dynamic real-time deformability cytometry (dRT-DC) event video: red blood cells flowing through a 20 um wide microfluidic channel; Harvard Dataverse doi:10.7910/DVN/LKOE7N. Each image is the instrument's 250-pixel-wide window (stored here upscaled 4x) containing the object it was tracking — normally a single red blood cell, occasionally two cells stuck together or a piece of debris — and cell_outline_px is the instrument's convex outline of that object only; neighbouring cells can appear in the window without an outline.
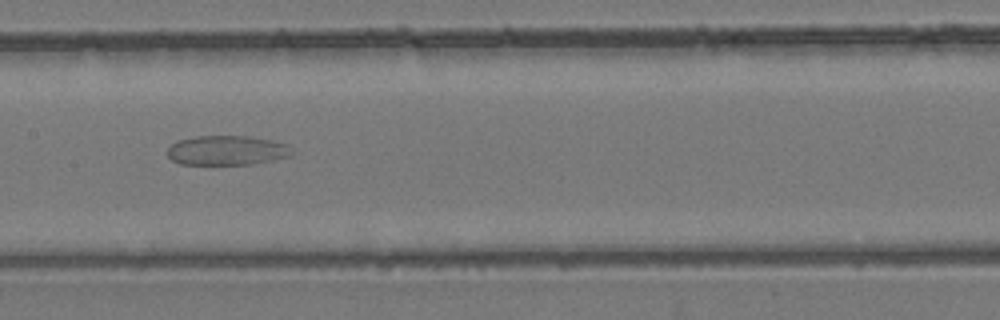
{"species": "common noctule bat (a hibernating species)", "species_latin": "Nyctalus noctula", "temperature_condition": "room temperature", "stored_images_in_passage": 36, "camera_frame_rate_fps": 3000, "um_per_image_px": 0.085, "animal": {"sex": "female", "body_mass_g": 24.6, "forearm_length_mm": 56.2}, "frame": {"image": 1, "passage_image": 12, "time_ms": 3.667, "image_size_px": [1000, 320], "cell_outline_px": [[292, 152], [288, 156], [272, 160], [252, 164], [180, 164], [172, 160], [168, 156], [168, 148], [176, 140], [196, 136], [248, 136], [272, 140], [284, 144]], "centroid_in_image_um": [19.22, 12.78], "position_along_channel_um": 188.2, "area_um2": 21.21}}
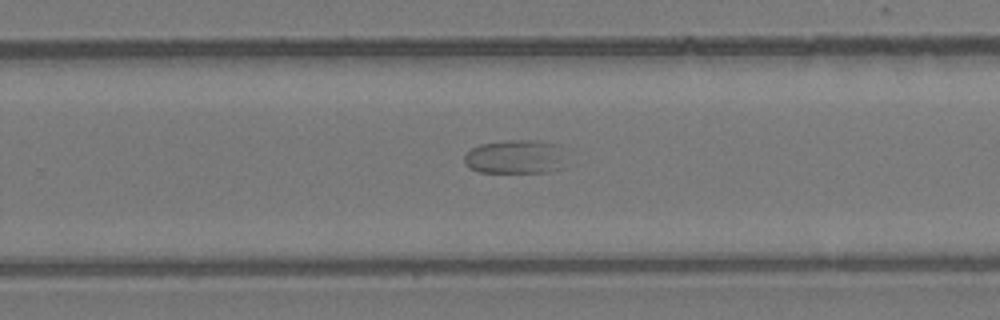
{"frame": {"image": 2, "passage_image": 19, "time_ms": 6.0, "image_size_px": [1000, 320], "cell_outline_px": [[560, 168], [548, 172], [480, 172], [468, 168], [464, 164], [464, 156], [472, 148], [480, 144], [508, 140], [528, 140], [552, 144]], "centroid_in_image_um": [43.55, 13.35], "position_along_channel_um": 286.2, "area_um2": 18.96}}
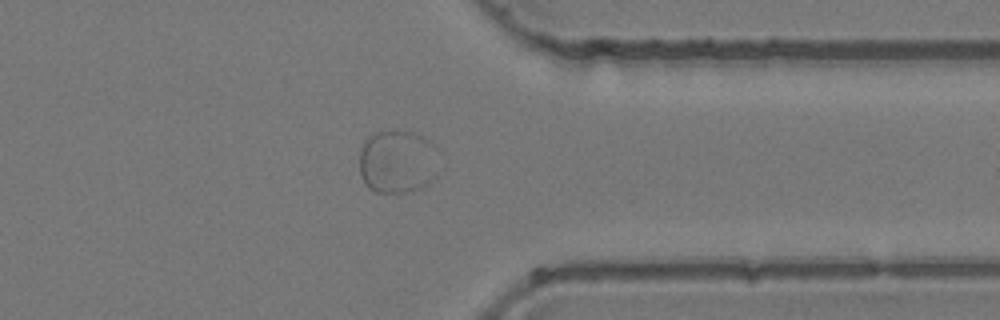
{"frame": {"image": 3, "passage_image": 26, "time_ms": 8.333, "image_size_px": [1000, 320], "cell_outline_px": [[428, 180], [420, 188], [412, 192], [376, 192], [368, 188], [364, 184], [360, 176], [360, 148], [364, 140], [376, 132], [392, 128], [408, 128], [424, 136], [428, 140]], "centroid_in_image_um": [33.54, 13.68], "position_along_channel_um": 377.9, "area_um2": 28.09}}